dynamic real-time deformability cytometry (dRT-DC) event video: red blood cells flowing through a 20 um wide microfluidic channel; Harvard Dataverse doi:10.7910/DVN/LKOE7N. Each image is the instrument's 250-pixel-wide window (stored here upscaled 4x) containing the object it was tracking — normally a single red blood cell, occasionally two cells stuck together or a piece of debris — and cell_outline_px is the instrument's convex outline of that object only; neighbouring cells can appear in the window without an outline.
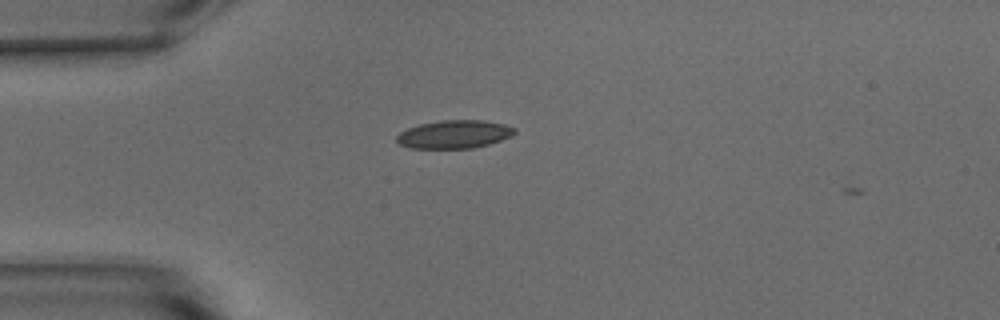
{"species": "common noctule bat (a hibernating species)", "species_latin": "Nyctalus noctula", "temperature_condition": "warm", "stored_images_in_passage": 3, "camera_frame_rate_fps": 3000, "um_per_image_px": 0.085, "animal": {"sex": "male", "body_mass_g": 15.6}, "frame": {"image": 1, "passage_image": 1, "time_ms": 0.0, "image_size_px": [1000, 320], "cell_outline_px": [[516, 132], [512, 136], [488, 144], [472, 148], [412, 148], [400, 144], [396, 140], [396, 136], [400, 132], [408, 128], [420, 124], [440, 120], [484, 120], [504, 124], [516, 128]], "centroid_in_image_um": [38.63, 11.4], "position_along_channel_um": 46.4, "area_um2": 19.31}}